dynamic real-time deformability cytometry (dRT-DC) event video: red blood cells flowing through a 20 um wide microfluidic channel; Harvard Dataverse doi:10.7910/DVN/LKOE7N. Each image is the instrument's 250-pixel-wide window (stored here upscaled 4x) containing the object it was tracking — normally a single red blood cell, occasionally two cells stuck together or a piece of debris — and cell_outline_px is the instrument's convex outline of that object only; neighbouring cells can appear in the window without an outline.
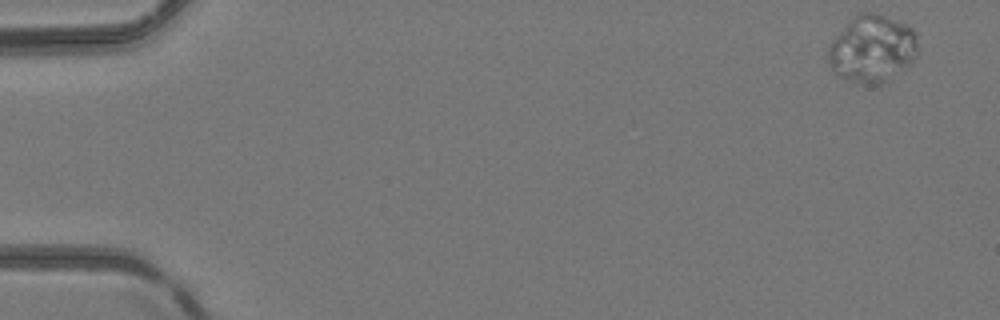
{"species": "common noctule bat (a hibernating species)", "species_latin": "Nyctalus noctula", "temperature_condition": "room temperature", "stored_images_in_passage": 51, "camera_frame_rate_fps": 3000, "um_per_image_px": 0.085, "animal": {"sex": "female", "body_mass_g": 24.6, "forearm_length_mm": 56.2}, "frame": {"image": 1, "passage_image": 1, "time_ms": 0.0, "image_size_px": [1000, 320], "cell_outline_px": [[920, 52], [912, 64], [880, 84], [868, 84], [836, 76], [828, 68], [828, 48], [832, 40], [860, 12], [876, 12], [908, 24], [916, 32]], "centroid_in_image_um": [74.18, 4.15], "position_along_channel_um": 10.8, "area_um2": 35.49}}
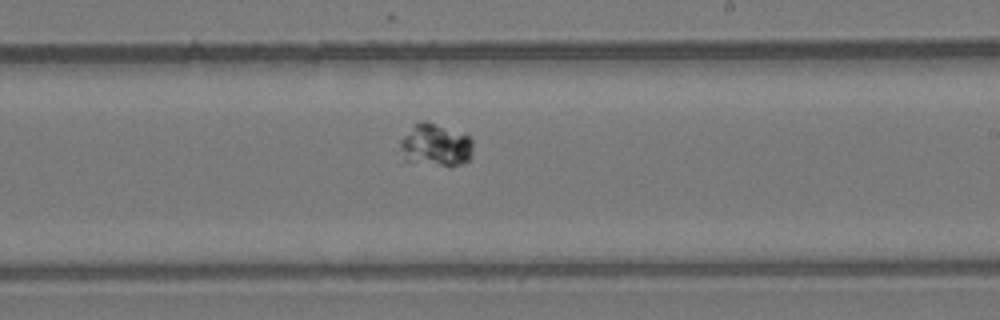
{"frame": {"image": 2, "passage_image": 30, "time_ms": 9.667, "image_size_px": [1000, 320], "cell_outline_px": [[472, 148], [468, 160], [460, 164], [440, 164], [404, 160], [400, 148], [400, 140], [412, 124], [420, 120], [424, 120], [468, 132], [472, 140]], "centroid_in_image_um": [37.03, 12.24], "position_along_channel_um": 252.0, "area_um2": 18.15}}
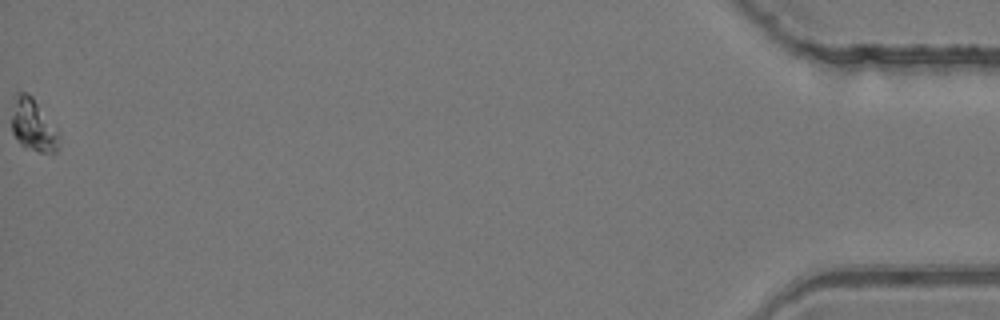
{"frame": {"image": 3, "passage_image": 51, "time_ms": 16.667, "image_size_px": [1000, 320], "cell_outline_px": [[60, 136], [56, 152], [40, 152], [24, 148], [16, 140], [12, 132], [12, 116], [16, 92], [28, 92], [32, 96]], "centroid_in_image_um": [2.79, 10.66], "position_along_channel_um": 432.4, "area_um2": 14.16}}